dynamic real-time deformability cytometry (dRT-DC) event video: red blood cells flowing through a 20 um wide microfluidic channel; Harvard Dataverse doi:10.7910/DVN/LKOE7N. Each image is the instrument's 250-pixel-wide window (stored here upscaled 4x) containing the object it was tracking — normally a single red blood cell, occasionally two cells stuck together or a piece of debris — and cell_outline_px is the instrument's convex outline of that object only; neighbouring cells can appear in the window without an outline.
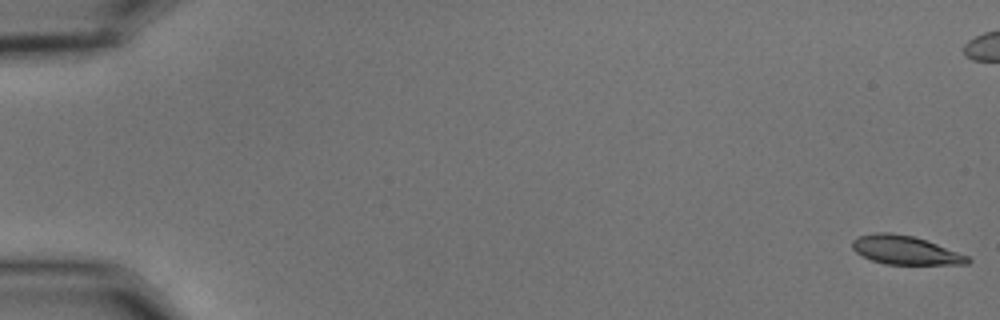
{"species": "common noctule bat (a hibernating species)", "species_latin": "Nyctalus noctula", "temperature_condition": "cold", "stored_images_in_passage": 57, "camera_frame_rate_fps": 3000, "um_per_image_px": 0.085, "animal": {"sex": "male", "body_mass_g": 15.6}, "frame": {"image": 1, "passage_image": 1, "time_ms": 0.0, "image_size_px": [1000, 320], "cell_outline_px": [[972, 260], [968, 264], [884, 264], [872, 260], [856, 252], [852, 248], [852, 240], [860, 236], [876, 232], [888, 232], [912, 236], [936, 244], [968, 256]], "centroid_in_image_um": [76.93, 21.27], "position_along_channel_um": 8.1, "area_um2": 18.96}}
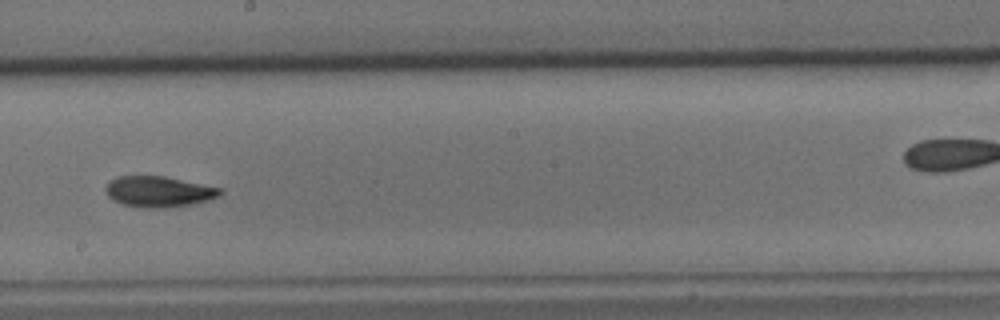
{"frame": {"image": 2, "passage_image": 33, "time_ms": 10.667, "image_size_px": [1000, 320], "cell_outline_px": [[224, 192], [220, 196], [208, 200], [192, 204], [168, 208], [152, 208], [124, 204], [108, 196], [104, 188], [108, 180], [116, 176], [164, 176], [224, 188]], "centroid_in_image_um": [13.53, 16.27], "position_along_channel_um": 234.7, "area_um2": 20.69}}
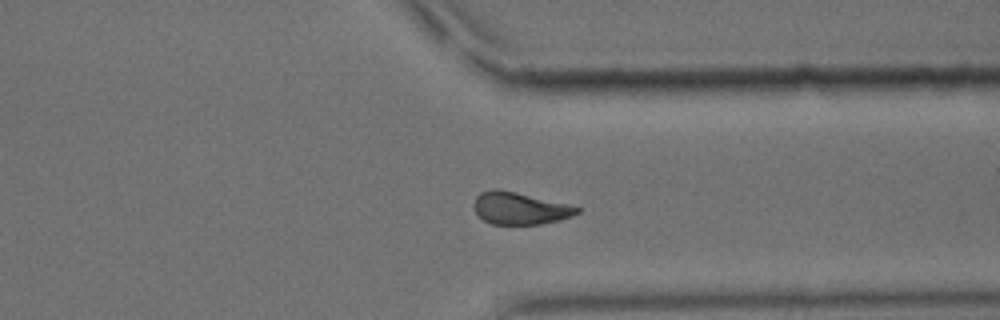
{"frame": {"image": 3, "passage_image": 44, "time_ms": 14.333, "image_size_px": [1000, 320], "cell_outline_px": [[580, 212], [572, 216], [540, 224], [492, 224], [484, 220], [476, 212], [472, 204], [476, 196], [480, 192], [492, 188], [496, 188], [568, 204], [580, 208]], "centroid_in_image_um": [44.14, 17.7], "position_along_channel_um": 367.3, "area_um2": 19.13}, "authors_computed_cell_mechanics": {"area_um2": 20.3456, "velocity_mm_per_s": 3.613, "shape_relaxation_time_tau1_ms": 3.5632, "shape_relaxation_time_tau2_ms": 4.5376, "deformation_change_tau1": 0.1459, "deformation_change_tau2": 0.112}}